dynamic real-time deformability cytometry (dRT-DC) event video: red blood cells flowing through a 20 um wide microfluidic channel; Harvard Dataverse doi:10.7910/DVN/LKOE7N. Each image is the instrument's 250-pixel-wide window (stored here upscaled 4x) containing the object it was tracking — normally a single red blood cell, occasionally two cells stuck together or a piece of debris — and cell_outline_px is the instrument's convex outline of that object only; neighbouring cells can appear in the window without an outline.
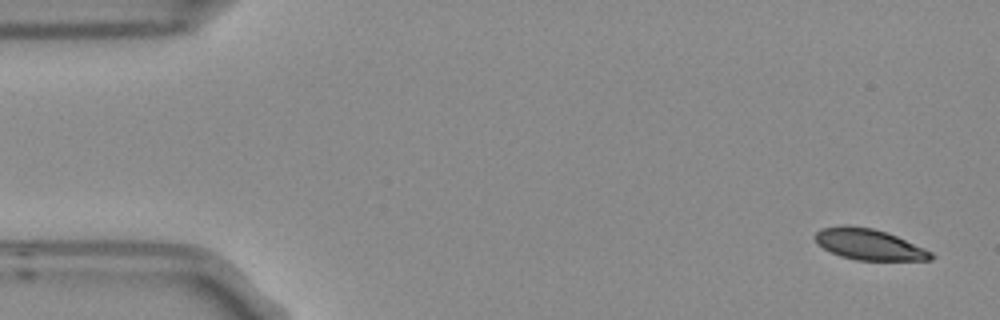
{"species": "Egyptian fruit bat (a non-hibernating species)", "species_latin": "Rousettus aegyptiacus", "temperature_condition": "room temperature", "stored_images_in_passage": 9, "camera_frame_rate_fps": 3000, "um_per_image_px": 0.085, "frame": {"image": 1, "passage_image": 1, "time_ms": 0.0, "image_size_px": [1000, 320], "cell_outline_px": [[936, 256], [932, 260], [856, 260], [840, 256], [816, 244], [816, 232], [820, 228], [848, 224], [872, 228], [896, 236], [924, 248], [932, 252]], "centroid_in_image_um": [73.86, 20.77], "position_along_channel_um": 11.1, "area_um2": 20.87}}
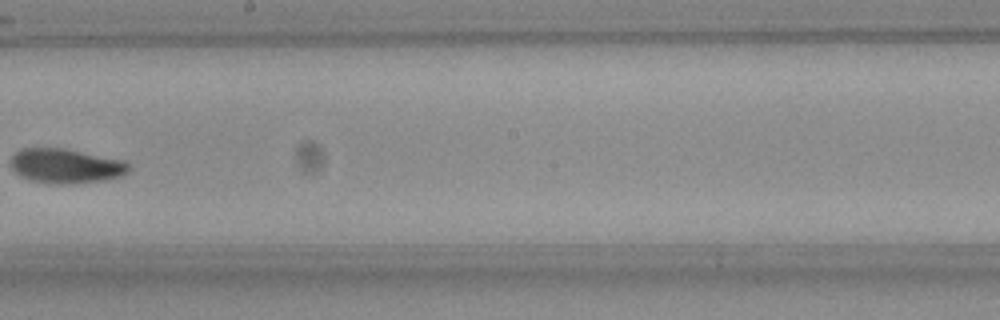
{"frame": {"image": 2, "passage_image": 9, "time_ms": 2.667, "image_size_px": [1000, 320], "cell_outline_px": [[128, 172], [120, 176], [104, 180], [72, 184], [52, 184], [28, 180], [20, 176], [12, 168], [12, 156], [20, 148], [64, 148], [124, 160], [128, 164]], "centroid_in_image_um": [5.58, 14.11], "position_along_channel_um": 242.6, "area_um2": 23.81}}